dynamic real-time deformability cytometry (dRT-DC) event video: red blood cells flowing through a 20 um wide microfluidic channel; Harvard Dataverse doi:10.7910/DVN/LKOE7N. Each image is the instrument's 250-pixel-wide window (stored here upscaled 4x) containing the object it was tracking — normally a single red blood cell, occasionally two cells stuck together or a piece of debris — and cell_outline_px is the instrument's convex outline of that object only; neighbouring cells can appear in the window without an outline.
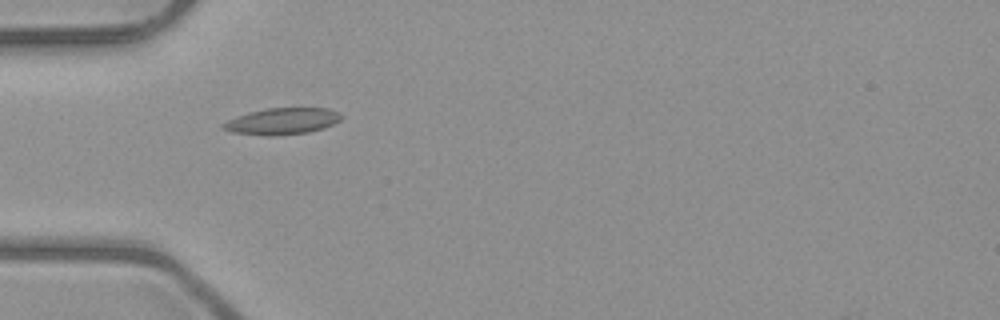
{"species": "common noctule bat (a hibernating species)", "species_latin": "Nyctalus noctula", "temperature_condition": "room temperature", "stored_images_in_passage": 3, "camera_frame_rate_fps": 3000, "um_per_image_px": 0.085, "animal": {"sex": "male", "body_mass_g": 23.1, "forearm_length_mm": 52.7}, "frame": {"image": 1, "passage_image": 2, "time_ms": 2.0, "image_size_px": [1000, 320], "cell_outline_px": [[340, 120], [324, 128], [308, 132], [272, 136], [268, 136], [232, 132], [220, 128], [220, 124], [236, 116], [248, 112], [264, 108], [328, 108], [340, 112]], "centroid_in_image_um": [23.94, 10.3], "position_along_channel_um": 61.1, "area_um2": 18.32}}
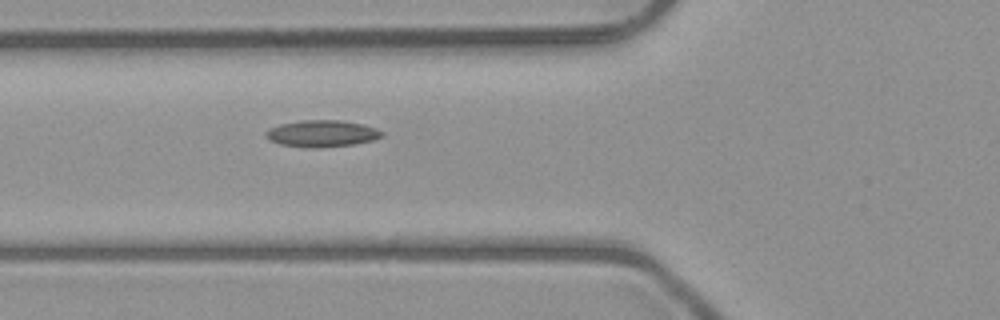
{"frame": {"image": 2, "passage_image": 3, "time_ms": 3.0, "image_size_px": [1000, 320], "cell_outline_px": [[384, 136], [372, 140], [352, 144], [316, 148], [312, 148], [280, 144], [272, 140], [264, 132], [268, 128], [280, 124], [300, 120], [340, 120], [364, 124], [376, 128], [384, 132]], "centroid_in_image_um": [27.39, 11.33], "position_along_channel_um": 98.4, "area_um2": 17.98}}